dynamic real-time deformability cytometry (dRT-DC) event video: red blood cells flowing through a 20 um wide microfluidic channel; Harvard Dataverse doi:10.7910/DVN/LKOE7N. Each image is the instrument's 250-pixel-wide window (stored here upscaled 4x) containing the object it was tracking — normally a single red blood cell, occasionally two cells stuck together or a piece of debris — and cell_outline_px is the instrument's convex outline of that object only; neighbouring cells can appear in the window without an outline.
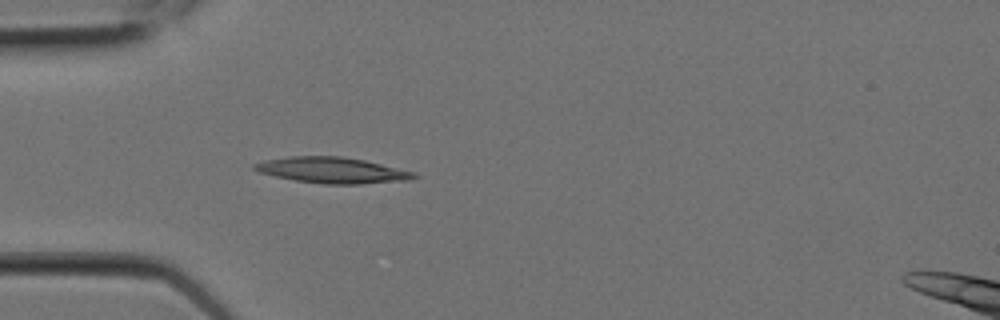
{"species": "Egyptian fruit bat (a non-hibernating species)", "species_latin": "Rousettus aegyptiacus", "temperature_condition": "room temperature", "stored_images_in_passage": 2, "camera_frame_rate_fps": 3000, "um_per_image_px": 0.085, "animal": {"sex": "female"}, "frame": {"image": 1, "passage_image": 2, "time_ms": 0.333, "image_size_px": [1000, 320], "cell_outline_px": [[420, 176], [412, 180], [360, 184], [324, 184], [296, 180], [276, 176], [260, 172], [252, 168], [252, 164], [268, 160], [288, 156], [344, 156], [364, 160], [416, 172]], "centroid_in_image_um": [28.31, 14.47], "position_along_channel_um": 56.7, "area_um2": 24.1}}